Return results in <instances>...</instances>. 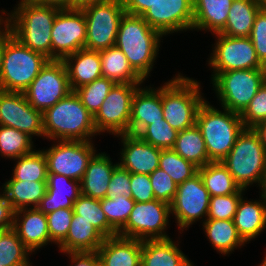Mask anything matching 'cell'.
I'll use <instances>...</instances> for the list:
<instances>
[{
	"instance_id": "1",
	"label": "cell",
	"mask_w": 266,
	"mask_h": 266,
	"mask_svg": "<svg viewBox=\"0 0 266 266\" xmlns=\"http://www.w3.org/2000/svg\"><path fill=\"white\" fill-rule=\"evenodd\" d=\"M164 36L139 15L126 13L119 23L115 46L129 65L145 81L151 76Z\"/></svg>"
},
{
	"instance_id": "2",
	"label": "cell",
	"mask_w": 266,
	"mask_h": 266,
	"mask_svg": "<svg viewBox=\"0 0 266 266\" xmlns=\"http://www.w3.org/2000/svg\"><path fill=\"white\" fill-rule=\"evenodd\" d=\"M17 3L14 10L6 12L11 34L29 49L51 60V32L56 14L61 9L29 0Z\"/></svg>"
},
{
	"instance_id": "3",
	"label": "cell",
	"mask_w": 266,
	"mask_h": 266,
	"mask_svg": "<svg viewBox=\"0 0 266 266\" xmlns=\"http://www.w3.org/2000/svg\"><path fill=\"white\" fill-rule=\"evenodd\" d=\"M47 140L93 141L98 135L94 116L82 104L75 91L43 112Z\"/></svg>"
},
{
	"instance_id": "4",
	"label": "cell",
	"mask_w": 266,
	"mask_h": 266,
	"mask_svg": "<svg viewBox=\"0 0 266 266\" xmlns=\"http://www.w3.org/2000/svg\"><path fill=\"white\" fill-rule=\"evenodd\" d=\"M219 109L205 99L196 116V125L203 136L211 162L222 161L245 128L240 114L226 108Z\"/></svg>"
},
{
	"instance_id": "5",
	"label": "cell",
	"mask_w": 266,
	"mask_h": 266,
	"mask_svg": "<svg viewBox=\"0 0 266 266\" xmlns=\"http://www.w3.org/2000/svg\"><path fill=\"white\" fill-rule=\"evenodd\" d=\"M201 87L199 80L179 71L162 85L163 118L178 132L196 124L198 109L206 99Z\"/></svg>"
},
{
	"instance_id": "6",
	"label": "cell",
	"mask_w": 266,
	"mask_h": 266,
	"mask_svg": "<svg viewBox=\"0 0 266 266\" xmlns=\"http://www.w3.org/2000/svg\"><path fill=\"white\" fill-rule=\"evenodd\" d=\"M48 61L43 54L23 45L6 26L0 90L24 92Z\"/></svg>"
},
{
	"instance_id": "7",
	"label": "cell",
	"mask_w": 266,
	"mask_h": 266,
	"mask_svg": "<svg viewBox=\"0 0 266 266\" xmlns=\"http://www.w3.org/2000/svg\"><path fill=\"white\" fill-rule=\"evenodd\" d=\"M234 181L243 189L259 187L266 168V148L253 128H244L222 160Z\"/></svg>"
},
{
	"instance_id": "8",
	"label": "cell",
	"mask_w": 266,
	"mask_h": 266,
	"mask_svg": "<svg viewBox=\"0 0 266 266\" xmlns=\"http://www.w3.org/2000/svg\"><path fill=\"white\" fill-rule=\"evenodd\" d=\"M265 81L263 69H243L220 72L210 84L221 108L241 114Z\"/></svg>"
},
{
	"instance_id": "9",
	"label": "cell",
	"mask_w": 266,
	"mask_h": 266,
	"mask_svg": "<svg viewBox=\"0 0 266 266\" xmlns=\"http://www.w3.org/2000/svg\"><path fill=\"white\" fill-rule=\"evenodd\" d=\"M81 10L87 25L85 49L100 51L115 46L119 23L125 14L123 1L107 0Z\"/></svg>"
},
{
	"instance_id": "10",
	"label": "cell",
	"mask_w": 266,
	"mask_h": 266,
	"mask_svg": "<svg viewBox=\"0 0 266 266\" xmlns=\"http://www.w3.org/2000/svg\"><path fill=\"white\" fill-rule=\"evenodd\" d=\"M170 205L160 200L135 202L126 225L118 232L119 236L137 240L171 238L167 234L171 224Z\"/></svg>"
},
{
	"instance_id": "11",
	"label": "cell",
	"mask_w": 266,
	"mask_h": 266,
	"mask_svg": "<svg viewBox=\"0 0 266 266\" xmlns=\"http://www.w3.org/2000/svg\"><path fill=\"white\" fill-rule=\"evenodd\" d=\"M215 43L207 58L211 80L220 72L243 69H262L254 45L249 37H230L214 34ZM214 46V47H213Z\"/></svg>"
},
{
	"instance_id": "12",
	"label": "cell",
	"mask_w": 266,
	"mask_h": 266,
	"mask_svg": "<svg viewBox=\"0 0 266 266\" xmlns=\"http://www.w3.org/2000/svg\"><path fill=\"white\" fill-rule=\"evenodd\" d=\"M143 83H116L109 91L99 111L94 116L98 135L129 134L132 98Z\"/></svg>"
},
{
	"instance_id": "13",
	"label": "cell",
	"mask_w": 266,
	"mask_h": 266,
	"mask_svg": "<svg viewBox=\"0 0 266 266\" xmlns=\"http://www.w3.org/2000/svg\"><path fill=\"white\" fill-rule=\"evenodd\" d=\"M72 89L62 60H49L23 92L28 103L44 112L66 97Z\"/></svg>"
},
{
	"instance_id": "14",
	"label": "cell",
	"mask_w": 266,
	"mask_h": 266,
	"mask_svg": "<svg viewBox=\"0 0 266 266\" xmlns=\"http://www.w3.org/2000/svg\"><path fill=\"white\" fill-rule=\"evenodd\" d=\"M41 150L47 160L48 173L80 182L97 147L94 141L56 140L49 148Z\"/></svg>"
},
{
	"instance_id": "15",
	"label": "cell",
	"mask_w": 266,
	"mask_h": 266,
	"mask_svg": "<svg viewBox=\"0 0 266 266\" xmlns=\"http://www.w3.org/2000/svg\"><path fill=\"white\" fill-rule=\"evenodd\" d=\"M210 195L197 173L177 187L175 197L170 204L171 215L178 226L179 234L191 225L203 223L208 216Z\"/></svg>"
},
{
	"instance_id": "16",
	"label": "cell",
	"mask_w": 266,
	"mask_h": 266,
	"mask_svg": "<svg viewBox=\"0 0 266 266\" xmlns=\"http://www.w3.org/2000/svg\"><path fill=\"white\" fill-rule=\"evenodd\" d=\"M87 25L81 9H61L51 32V60H63L85 48Z\"/></svg>"
},
{
	"instance_id": "17",
	"label": "cell",
	"mask_w": 266,
	"mask_h": 266,
	"mask_svg": "<svg viewBox=\"0 0 266 266\" xmlns=\"http://www.w3.org/2000/svg\"><path fill=\"white\" fill-rule=\"evenodd\" d=\"M0 125L18 129L32 138L37 136L45 140L43 112L34 109L23 92L0 90Z\"/></svg>"
},
{
	"instance_id": "18",
	"label": "cell",
	"mask_w": 266,
	"mask_h": 266,
	"mask_svg": "<svg viewBox=\"0 0 266 266\" xmlns=\"http://www.w3.org/2000/svg\"><path fill=\"white\" fill-rule=\"evenodd\" d=\"M193 15V0H157L142 18L166 37L172 33L192 31Z\"/></svg>"
},
{
	"instance_id": "19",
	"label": "cell",
	"mask_w": 266,
	"mask_h": 266,
	"mask_svg": "<svg viewBox=\"0 0 266 266\" xmlns=\"http://www.w3.org/2000/svg\"><path fill=\"white\" fill-rule=\"evenodd\" d=\"M121 140V151L118 164L130 173L150 175L159 168L160 153L162 149L141 140L132 134L114 136Z\"/></svg>"
},
{
	"instance_id": "20",
	"label": "cell",
	"mask_w": 266,
	"mask_h": 266,
	"mask_svg": "<svg viewBox=\"0 0 266 266\" xmlns=\"http://www.w3.org/2000/svg\"><path fill=\"white\" fill-rule=\"evenodd\" d=\"M141 85L133 95L129 134L138 135L146 126L163 119L162 84Z\"/></svg>"
},
{
	"instance_id": "21",
	"label": "cell",
	"mask_w": 266,
	"mask_h": 266,
	"mask_svg": "<svg viewBox=\"0 0 266 266\" xmlns=\"http://www.w3.org/2000/svg\"><path fill=\"white\" fill-rule=\"evenodd\" d=\"M12 229L32 254L48 244H53L50 240L46 214L37 207L16 210Z\"/></svg>"
},
{
	"instance_id": "22",
	"label": "cell",
	"mask_w": 266,
	"mask_h": 266,
	"mask_svg": "<svg viewBox=\"0 0 266 266\" xmlns=\"http://www.w3.org/2000/svg\"><path fill=\"white\" fill-rule=\"evenodd\" d=\"M96 252L100 266H141L142 241L116 235L105 238Z\"/></svg>"
},
{
	"instance_id": "23",
	"label": "cell",
	"mask_w": 266,
	"mask_h": 266,
	"mask_svg": "<svg viewBox=\"0 0 266 266\" xmlns=\"http://www.w3.org/2000/svg\"><path fill=\"white\" fill-rule=\"evenodd\" d=\"M81 195L80 182L65 175L48 173L47 190L37 208L48 214L58 209H73L74 202Z\"/></svg>"
},
{
	"instance_id": "24",
	"label": "cell",
	"mask_w": 266,
	"mask_h": 266,
	"mask_svg": "<svg viewBox=\"0 0 266 266\" xmlns=\"http://www.w3.org/2000/svg\"><path fill=\"white\" fill-rule=\"evenodd\" d=\"M249 199L244 195L239 200L233 222L242 240L249 244L257 238L266 228V200Z\"/></svg>"
},
{
	"instance_id": "25",
	"label": "cell",
	"mask_w": 266,
	"mask_h": 266,
	"mask_svg": "<svg viewBox=\"0 0 266 266\" xmlns=\"http://www.w3.org/2000/svg\"><path fill=\"white\" fill-rule=\"evenodd\" d=\"M117 165L118 162L113 163L107 153H95L80 181L81 194L98 200L104 199Z\"/></svg>"
},
{
	"instance_id": "26",
	"label": "cell",
	"mask_w": 266,
	"mask_h": 266,
	"mask_svg": "<svg viewBox=\"0 0 266 266\" xmlns=\"http://www.w3.org/2000/svg\"><path fill=\"white\" fill-rule=\"evenodd\" d=\"M173 238L143 240L141 266H195Z\"/></svg>"
},
{
	"instance_id": "27",
	"label": "cell",
	"mask_w": 266,
	"mask_h": 266,
	"mask_svg": "<svg viewBox=\"0 0 266 266\" xmlns=\"http://www.w3.org/2000/svg\"><path fill=\"white\" fill-rule=\"evenodd\" d=\"M62 61L68 72L72 91L102 76L99 51L83 48L68 55Z\"/></svg>"
},
{
	"instance_id": "28",
	"label": "cell",
	"mask_w": 266,
	"mask_h": 266,
	"mask_svg": "<svg viewBox=\"0 0 266 266\" xmlns=\"http://www.w3.org/2000/svg\"><path fill=\"white\" fill-rule=\"evenodd\" d=\"M233 0H193V31L210 32L211 35L220 33L228 18Z\"/></svg>"
},
{
	"instance_id": "29",
	"label": "cell",
	"mask_w": 266,
	"mask_h": 266,
	"mask_svg": "<svg viewBox=\"0 0 266 266\" xmlns=\"http://www.w3.org/2000/svg\"><path fill=\"white\" fill-rule=\"evenodd\" d=\"M265 5L259 0H233L226 25L220 34L230 37H249L256 16Z\"/></svg>"
},
{
	"instance_id": "30",
	"label": "cell",
	"mask_w": 266,
	"mask_h": 266,
	"mask_svg": "<svg viewBox=\"0 0 266 266\" xmlns=\"http://www.w3.org/2000/svg\"><path fill=\"white\" fill-rule=\"evenodd\" d=\"M105 237L88 221L76 219L73 215L65 240L58 246L60 253L95 252Z\"/></svg>"
},
{
	"instance_id": "31",
	"label": "cell",
	"mask_w": 266,
	"mask_h": 266,
	"mask_svg": "<svg viewBox=\"0 0 266 266\" xmlns=\"http://www.w3.org/2000/svg\"><path fill=\"white\" fill-rule=\"evenodd\" d=\"M202 228L212 248L222 256L229 257L235 249L245 247L233 220L206 219Z\"/></svg>"
},
{
	"instance_id": "32",
	"label": "cell",
	"mask_w": 266,
	"mask_h": 266,
	"mask_svg": "<svg viewBox=\"0 0 266 266\" xmlns=\"http://www.w3.org/2000/svg\"><path fill=\"white\" fill-rule=\"evenodd\" d=\"M0 190L15 210L37 207L47 190V181L7 180Z\"/></svg>"
},
{
	"instance_id": "33",
	"label": "cell",
	"mask_w": 266,
	"mask_h": 266,
	"mask_svg": "<svg viewBox=\"0 0 266 266\" xmlns=\"http://www.w3.org/2000/svg\"><path fill=\"white\" fill-rule=\"evenodd\" d=\"M102 76L115 83H144L129 65L124 53L116 46L100 50Z\"/></svg>"
},
{
	"instance_id": "34",
	"label": "cell",
	"mask_w": 266,
	"mask_h": 266,
	"mask_svg": "<svg viewBox=\"0 0 266 266\" xmlns=\"http://www.w3.org/2000/svg\"><path fill=\"white\" fill-rule=\"evenodd\" d=\"M172 149L198 168L211 162L203 136L196 124L178 132L175 145Z\"/></svg>"
},
{
	"instance_id": "35",
	"label": "cell",
	"mask_w": 266,
	"mask_h": 266,
	"mask_svg": "<svg viewBox=\"0 0 266 266\" xmlns=\"http://www.w3.org/2000/svg\"><path fill=\"white\" fill-rule=\"evenodd\" d=\"M198 173L210 197L234 194L241 188L222 161L209 162Z\"/></svg>"
},
{
	"instance_id": "36",
	"label": "cell",
	"mask_w": 266,
	"mask_h": 266,
	"mask_svg": "<svg viewBox=\"0 0 266 266\" xmlns=\"http://www.w3.org/2000/svg\"><path fill=\"white\" fill-rule=\"evenodd\" d=\"M76 219L88 221L105 238L118 235V232L108 223L100 200L85 195H80L73 205Z\"/></svg>"
},
{
	"instance_id": "37",
	"label": "cell",
	"mask_w": 266,
	"mask_h": 266,
	"mask_svg": "<svg viewBox=\"0 0 266 266\" xmlns=\"http://www.w3.org/2000/svg\"><path fill=\"white\" fill-rule=\"evenodd\" d=\"M12 161H15L16 164H14L9 180L47 181V160L42 150L35 148L33 152Z\"/></svg>"
},
{
	"instance_id": "38",
	"label": "cell",
	"mask_w": 266,
	"mask_h": 266,
	"mask_svg": "<svg viewBox=\"0 0 266 266\" xmlns=\"http://www.w3.org/2000/svg\"><path fill=\"white\" fill-rule=\"evenodd\" d=\"M30 255L32 253L13 229L0 231V265L32 266Z\"/></svg>"
},
{
	"instance_id": "39",
	"label": "cell",
	"mask_w": 266,
	"mask_h": 266,
	"mask_svg": "<svg viewBox=\"0 0 266 266\" xmlns=\"http://www.w3.org/2000/svg\"><path fill=\"white\" fill-rule=\"evenodd\" d=\"M31 136L18 129L0 125V156L13 160L36 148Z\"/></svg>"
},
{
	"instance_id": "40",
	"label": "cell",
	"mask_w": 266,
	"mask_h": 266,
	"mask_svg": "<svg viewBox=\"0 0 266 266\" xmlns=\"http://www.w3.org/2000/svg\"><path fill=\"white\" fill-rule=\"evenodd\" d=\"M159 168L167 172L176 184H181L198 173V167L185 160L173 149H162Z\"/></svg>"
},
{
	"instance_id": "41",
	"label": "cell",
	"mask_w": 266,
	"mask_h": 266,
	"mask_svg": "<svg viewBox=\"0 0 266 266\" xmlns=\"http://www.w3.org/2000/svg\"><path fill=\"white\" fill-rule=\"evenodd\" d=\"M115 84L114 81L101 76L91 83L80 86L74 91L86 109L95 116Z\"/></svg>"
},
{
	"instance_id": "42",
	"label": "cell",
	"mask_w": 266,
	"mask_h": 266,
	"mask_svg": "<svg viewBox=\"0 0 266 266\" xmlns=\"http://www.w3.org/2000/svg\"><path fill=\"white\" fill-rule=\"evenodd\" d=\"M135 201L128 196L110 199L105 197L100 200V205L105 213L108 223L119 232L127 223L133 210Z\"/></svg>"
},
{
	"instance_id": "43",
	"label": "cell",
	"mask_w": 266,
	"mask_h": 266,
	"mask_svg": "<svg viewBox=\"0 0 266 266\" xmlns=\"http://www.w3.org/2000/svg\"><path fill=\"white\" fill-rule=\"evenodd\" d=\"M178 131L171 127L163 118L146 126L137 136L159 149H172Z\"/></svg>"
},
{
	"instance_id": "44",
	"label": "cell",
	"mask_w": 266,
	"mask_h": 266,
	"mask_svg": "<svg viewBox=\"0 0 266 266\" xmlns=\"http://www.w3.org/2000/svg\"><path fill=\"white\" fill-rule=\"evenodd\" d=\"M247 190L240 188L236 193L210 197L207 219L233 220L239 200Z\"/></svg>"
},
{
	"instance_id": "45",
	"label": "cell",
	"mask_w": 266,
	"mask_h": 266,
	"mask_svg": "<svg viewBox=\"0 0 266 266\" xmlns=\"http://www.w3.org/2000/svg\"><path fill=\"white\" fill-rule=\"evenodd\" d=\"M74 215L73 209H58L46 214L50 240L58 247L66 238Z\"/></svg>"
},
{
	"instance_id": "46",
	"label": "cell",
	"mask_w": 266,
	"mask_h": 266,
	"mask_svg": "<svg viewBox=\"0 0 266 266\" xmlns=\"http://www.w3.org/2000/svg\"><path fill=\"white\" fill-rule=\"evenodd\" d=\"M240 117L245 128H253L258 123L266 121V81L258 89Z\"/></svg>"
},
{
	"instance_id": "47",
	"label": "cell",
	"mask_w": 266,
	"mask_h": 266,
	"mask_svg": "<svg viewBox=\"0 0 266 266\" xmlns=\"http://www.w3.org/2000/svg\"><path fill=\"white\" fill-rule=\"evenodd\" d=\"M149 177L155 199L170 205L177 192L178 184L173 181L167 172L160 168L152 172Z\"/></svg>"
},
{
	"instance_id": "48",
	"label": "cell",
	"mask_w": 266,
	"mask_h": 266,
	"mask_svg": "<svg viewBox=\"0 0 266 266\" xmlns=\"http://www.w3.org/2000/svg\"><path fill=\"white\" fill-rule=\"evenodd\" d=\"M249 38L258 59L264 63L266 61V5L258 12Z\"/></svg>"
},
{
	"instance_id": "49",
	"label": "cell",
	"mask_w": 266,
	"mask_h": 266,
	"mask_svg": "<svg viewBox=\"0 0 266 266\" xmlns=\"http://www.w3.org/2000/svg\"><path fill=\"white\" fill-rule=\"evenodd\" d=\"M132 197L130 190V172L122 168L119 164L115 167L108 184L106 197L114 199L120 196Z\"/></svg>"
},
{
	"instance_id": "50",
	"label": "cell",
	"mask_w": 266,
	"mask_h": 266,
	"mask_svg": "<svg viewBox=\"0 0 266 266\" xmlns=\"http://www.w3.org/2000/svg\"><path fill=\"white\" fill-rule=\"evenodd\" d=\"M130 190L135 202H150L155 200L150 177L147 174L130 173Z\"/></svg>"
},
{
	"instance_id": "51",
	"label": "cell",
	"mask_w": 266,
	"mask_h": 266,
	"mask_svg": "<svg viewBox=\"0 0 266 266\" xmlns=\"http://www.w3.org/2000/svg\"><path fill=\"white\" fill-rule=\"evenodd\" d=\"M15 211L5 194L0 191V231L13 228Z\"/></svg>"
},
{
	"instance_id": "52",
	"label": "cell",
	"mask_w": 266,
	"mask_h": 266,
	"mask_svg": "<svg viewBox=\"0 0 266 266\" xmlns=\"http://www.w3.org/2000/svg\"><path fill=\"white\" fill-rule=\"evenodd\" d=\"M71 261L68 266H100L97 252H68L63 253Z\"/></svg>"
},
{
	"instance_id": "53",
	"label": "cell",
	"mask_w": 266,
	"mask_h": 266,
	"mask_svg": "<svg viewBox=\"0 0 266 266\" xmlns=\"http://www.w3.org/2000/svg\"><path fill=\"white\" fill-rule=\"evenodd\" d=\"M125 12L142 16L157 0H122Z\"/></svg>"
},
{
	"instance_id": "54",
	"label": "cell",
	"mask_w": 266,
	"mask_h": 266,
	"mask_svg": "<svg viewBox=\"0 0 266 266\" xmlns=\"http://www.w3.org/2000/svg\"><path fill=\"white\" fill-rule=\"evenodd\" d=\"M39 5L56 6L60 9L71 8V0H29Z\"/></svg>"
},
{
	"instance_id": "55",
	"label": "cell",
	"mask_w": 266,
	"mask_h": 266,
	"mask_svg": "<svg viewBox=\"0 0 266 266\" xmlns=\"http://www.w3.org/2000/svg\"><path fill=\"white\" fill-rule=\"evenodd\" d=\"M107 0H71V9H82L91 4L101 3Z\"/></svg>"
},
{
	"instance_id": "56",
	"label": "cell",
	"mask_w": 266,
	"mask_h": 266,
	"mask_svg": "<svg viewBox=\"0 0 266 266\" xmlns=\"http://www.w3.org/2000/svg\"><path fill=\"white\" fill-rule=\"evenodd\" d=\"M253 129L258 133L261 143L266 148V121L258 123Z\"/></svg>"
},
{
	"instance_id": "57",
	"label": "cell",
	"mask_w": 266,
	"mask_h": 266,
	"mask_svg": "<svg viewBox=\"0 0 266 266\" xmlns=\"http://www.w3.org/2000/svg\"><path fill=\"white\" fill-rule=\"evenodd\" d=\"M258 189H260L261 191H259V195H261L266 200V168L264 170L263 178Z\"/></svg>"
},
{
	"instance_id": "58",
	"label": "cell",
	"mask_w": 266,
	"mask_h": 266,
	"mask_svg": "<svg viewBox=\"0 0 266 266\" xmlns=\"http://www.w3.org/2000/svg\"><path fill=\"white\" fill-rule=\"evenodd\" d=\"M7 10H0V32L7 26Z\"/></svg>"
},
{
	"instance_id": "59",
	"label": "cell",
	"mask_w": 266,
	"mask_h": 266,
	"mask_svg": "<svg viewBox=\"0 0 266 266\" xmlns=\"http://www.w3.org/2000/svg\"><path fill=\"white\" fill-rule=\"evenodd\" d=\"M4 53V29L0 32V73Z\"/></svg>"
},
{
	"instance_id": "60",
	"label": "cell",
	"mask_w": 266,
	"mask_h": 266,
	"mask_svg": "<svg viewBox=\"0 0 266 266\" xmlns=\"http://www.w3.org/2000/svg\"><path fill=\"white\" fill-rule=\"evenodd\" d=\"M258 266H266V252H265V256H264V258H263L261 264L258 265Z\"/></svg>"
},
{
	"instance_id": "61",
	"label": "cell",
	"mask_w": 266,
	"mask_h": 266,
	"mask_svg": "<svg viewBox=\"0 0 266 266\" xmlns=\"http://www.w3.org/2000/svg\"><path fill=\"white\" fill-rule=\"evenodd\" d=\"M262 69L265 71L266 74V61L262 64Z\"/></svg>"
},
{
	"instance_id": "62",
	"label": "cell",
	"mask_w": 266,
	"mask_h": 266,
	"mask_svg": "<svg viewBox=\"0 0 266 266\" xmlns=\"http://www.w3.org/2000/svg\"><path fill=\"white\" fill-rule=\"evenodd\" d=\"M259 1H261V2H263V3H265V4H266V0H259Z\"/></svg>"
}]
</instances>
